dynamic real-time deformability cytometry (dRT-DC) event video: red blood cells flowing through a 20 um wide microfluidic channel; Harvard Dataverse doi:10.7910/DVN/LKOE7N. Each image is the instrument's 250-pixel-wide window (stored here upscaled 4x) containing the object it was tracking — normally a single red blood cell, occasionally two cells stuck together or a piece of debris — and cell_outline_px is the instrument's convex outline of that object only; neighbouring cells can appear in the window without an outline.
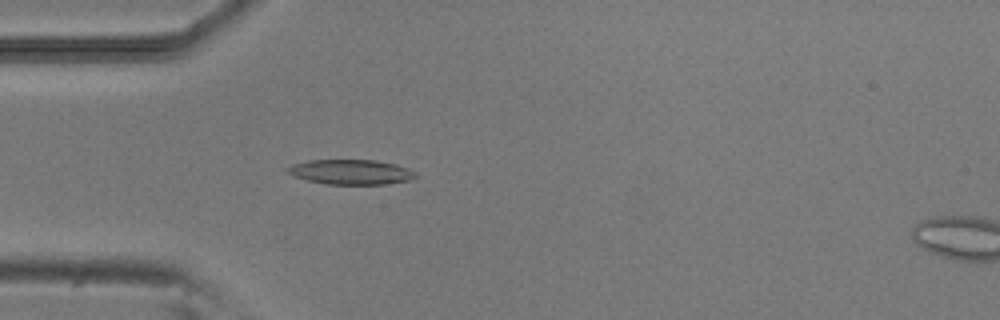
{"species": "common noctule bat (a hibernating species)", "species_latin": "Nyctalus noctula", "temperature_condition": "room temperature", "stored_images_in_passage": 27, "camera_frame_rate_fps": 3000, "um_per_image_px": 0.085, "animal": {"sex": "male", "body_mass_g": 20.5, "forearm_length_mm": 52.5}, "frame": {"image": 1, "passage_image": 15, "time_ms": 4.667, "image_size_px": [1000, 320], "cell_outline_px": [[416, 176], [412, 180], [384, 184], [328, 184], [308, 180], [292, 176], [284, 168], [292, 164], [308, 160], [376, 160], [396, 164], [408, 168], [416, 172]], "centroid_in_image_um": [29.82, 14.61], "position_along_channel_um": 55.2, "area_um2": 18.67}}
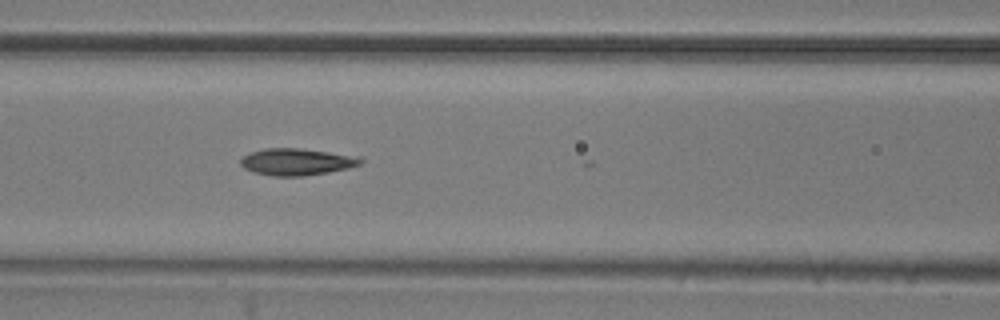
{"frame": {"image": 2, "passage_image": 22, "time_ms": 7.0, "image_size_px": [1000, 320], "cell_outline_px": [[364, 160], [360, 164], [348, 168], [328, 172], [304, 176], [272, 176], [252, 172], [244, 168], [240, 164], [240, 160], [244, 156], [252, 152], [264, 148], [300, 148], [360, 156]], "centroid_in_image_um": [25.23, 13.75], "position_along_channel_um": 141.4, "area_um2": 18.84}}
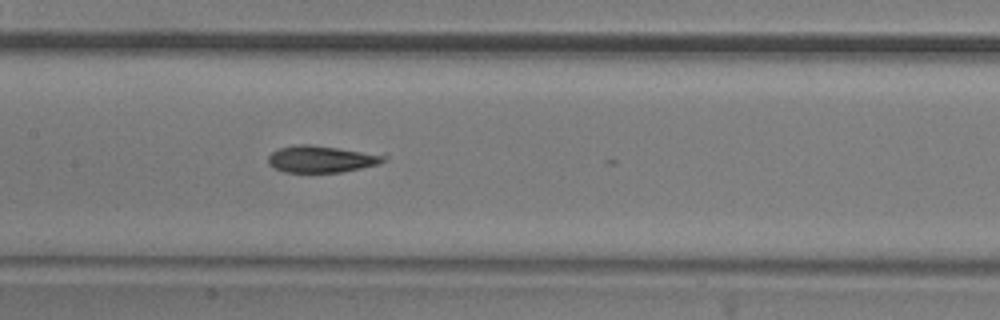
{"frame": {"image": 3, "passage_image": 25, "time_ms": 8.0, "image_size_px": [1000, 320], "cell_outline_px": [[388, 160], [380, 164], [340, 172], [284, 172], [268, 164], [268, 156], [272, 152], [280, 148], [296, 144], [308, 144], [336, 148], [388, 156]], "centroid_in_image_um": [27.3, 13.53], "position_along_channel_um": 180.1, "area_um2": 17.8}}